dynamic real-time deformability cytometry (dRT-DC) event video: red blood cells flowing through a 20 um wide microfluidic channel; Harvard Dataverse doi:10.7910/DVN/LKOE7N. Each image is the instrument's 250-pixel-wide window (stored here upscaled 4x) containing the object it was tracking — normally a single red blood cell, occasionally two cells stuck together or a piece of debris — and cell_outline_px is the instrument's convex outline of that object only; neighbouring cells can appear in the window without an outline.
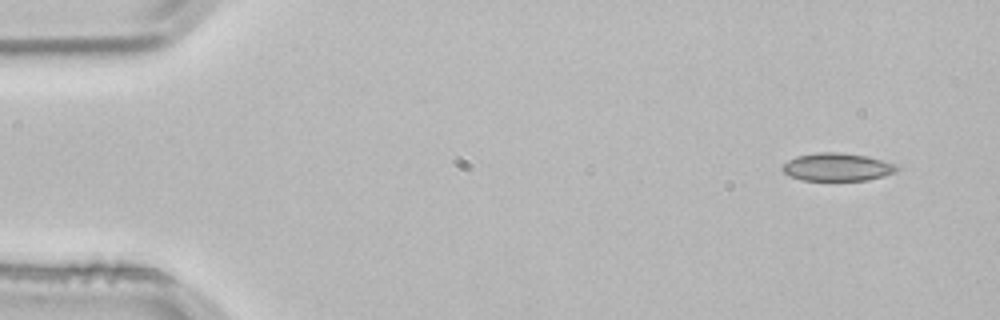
{"species": "common noctule bat (a hibernating species)", "species_latin": "Nyctalus noctula", "temperature_condition": "room temperature", "stored_images_in_passage": 3, "camera_frame_rate_fps": 3000, "um_per_image_px": 0.085, "animal": {"sex": "male", "body_mass_g": 21.5, "forearm_length_mm": 52.0}, "frame": {"image": 1, "passage_image": 1, "time_ms": 0.0, "image_size_px": [1000, 320], "cell_outline_px": [[900, 168], [896, 172], [884, 176], [868, 180], [800, 180], [784, 172], [780, 168], [788, 160], [796, 156], [816, 152], [836, 152], [868, 156], [896, 164]], "centroid_in_image_um": [71.18, 14.19], "position_along_channel_um": 13.8, "area_um2": 18.67}}
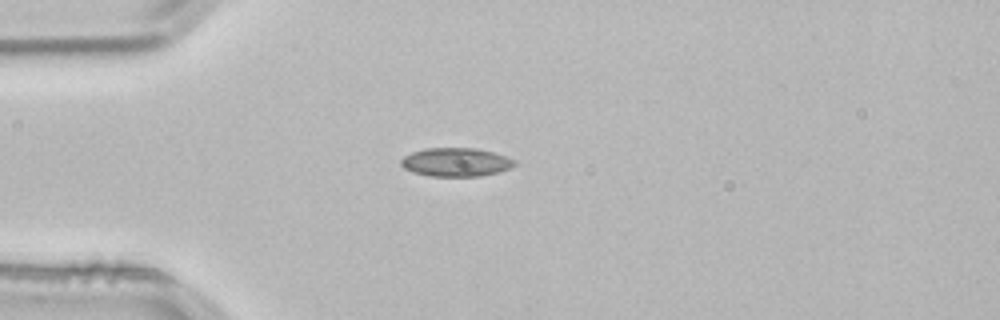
{"frame": {"image": 2, "passage_image": 3, "time_ms": 0.667, "image_size_px": [1000, 320], "cell_outline_px": [[516, 164], [512, 168], [500, 172], [480, 176], [428, 176], [412, 172], [404, 168], [400, 164], [400, 160], [404, 156], [412, 152], [424, 148], [476, 148], [492, 152], [516, 160]], "centroid_in_image_um": [38.75, 13.79], "position_along_channel_um": 46.3, "area_um2": 19.07}}